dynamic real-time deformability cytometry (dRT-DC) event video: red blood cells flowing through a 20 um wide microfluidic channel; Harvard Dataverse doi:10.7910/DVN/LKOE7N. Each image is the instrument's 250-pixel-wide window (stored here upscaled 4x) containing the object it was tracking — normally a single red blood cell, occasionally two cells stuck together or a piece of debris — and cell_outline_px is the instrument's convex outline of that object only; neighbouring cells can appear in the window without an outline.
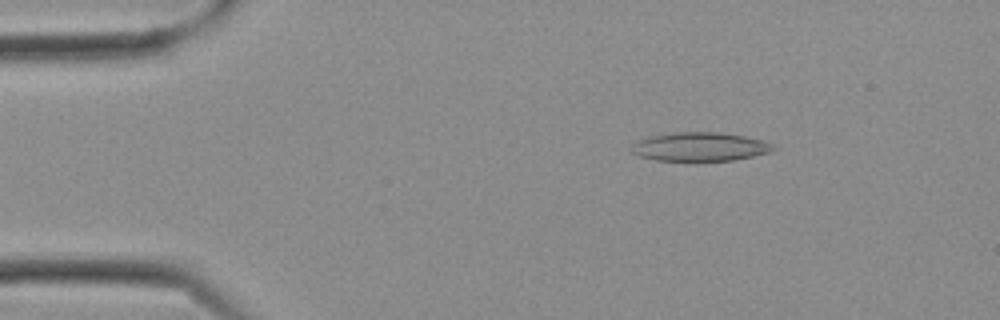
{"species": "Egyptian fruit bat (a non-hibernating species)", "species_latin": "Rousettus aegyptiacus", "temperature_condition": "cold", "stored_images_in_passage": 11, "camera_frame_rate_fps": 3000, "um_per_image_px": 0.085, "frame": {"image": 1, "passage_image": 4, "time_ms": 1.0, "image_size_px": [1000, 320], "cell_outline_px": [[776, 148], [772, 152], [732, 160], [656, 160], [640, 156], [632, 152], [632, 144], [640, 140], [652, 136], [672, 132], [716, 132], [744, 136], [764, 140], [772, 144]], "centroid_in_image_um": [59.53, 12.46], "position_along_channel_um": 25.5, "area_um2": 23.47}}
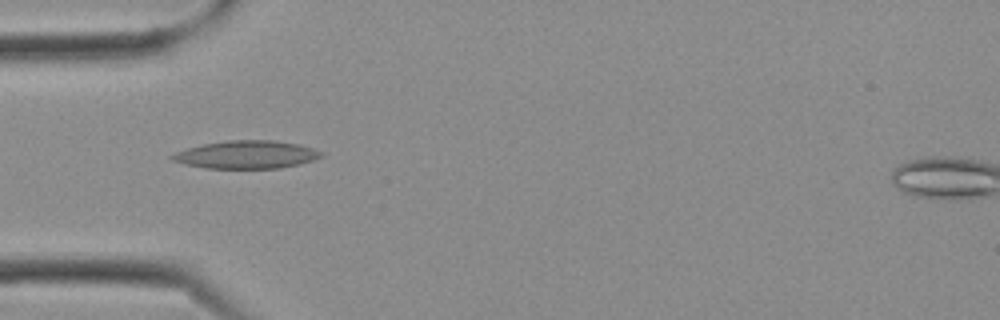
{"frame": {"image": 2, "passage_image": 8, "time_ms": 2.333, "image_size_px": [1000, 320], "cell_outline_px": [[324, 156], [300, 164], [280, 168], [204, 168], [184, 164], [172, 160], [168, 156], [176, 152], [188, 148], [204, 144], [228, 140], [272, 140], [300, 144], [324, 152]], "centroid_in_image_um": [20.97, 13.14], "position_along_channel_um": 64.0, "area_um2": 24.28}}
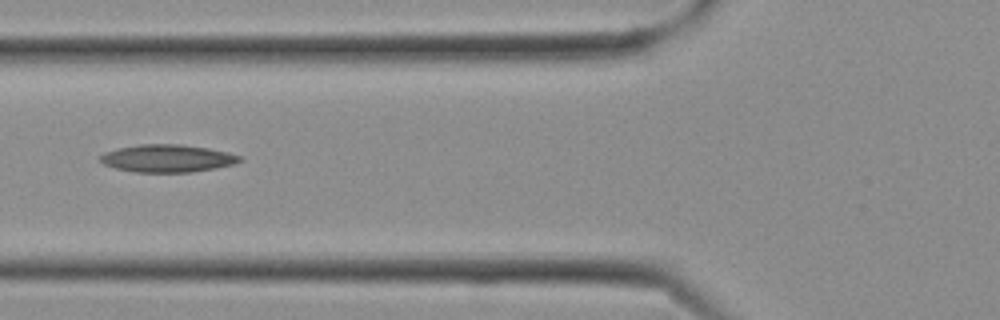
{"frame": {"image": 3, "passage_image": 10, "time_ms": 3.0, "image_size_px": [1000, 320], "cell_outline_px": [[244, 160], [232, 164], [216, 168], [192, 172], [136, 172], [116, 168], [104, 164], [100, 160], [100, 156], [104, 152], [116, 148], [140, 144], [180, 144], [208, 148], [228, 152], [240, 156]], "centroid_in_image_um": [14.23, 13.45], "position_along_channel_um": 111.6, "area_um2": 22.43}}